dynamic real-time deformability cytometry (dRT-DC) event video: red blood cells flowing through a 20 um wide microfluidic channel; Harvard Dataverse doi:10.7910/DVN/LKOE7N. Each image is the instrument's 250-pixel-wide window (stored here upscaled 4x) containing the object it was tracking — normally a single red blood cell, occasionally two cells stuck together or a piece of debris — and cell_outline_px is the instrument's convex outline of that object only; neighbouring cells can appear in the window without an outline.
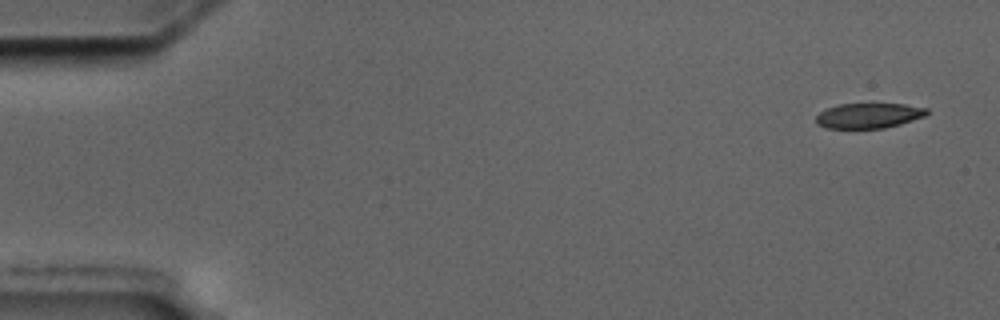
{"species": "common noctule bat (a hibernating species)", "species_latin": "Nyctalus noctula", "temperature_condition": "cold", "stored_images_in_passage": 5, "camera_frame_rate_fps": 3000, "um_per_image_px": 0.085, "animal": {"sex": "male", "body_mass_g": 17.5, "forearm_length_mm": 52.3}, "frame": {"image": 1, "passage_image": 1, "time_ms": 0.0, "image_size_px": [1000, 320], "cell_outline_px": [[928, 112], [924, 116], [900, 124], [884, 128], [824, 128], [816, 124], [816, 116], [820, 112], [828, 108], [840, 104], [904, 104], [928, 108]], "centroid_in_image_um": [73.82, 9.83], "position_along_channel_um": 11.2, "area_um2": 16.13}}
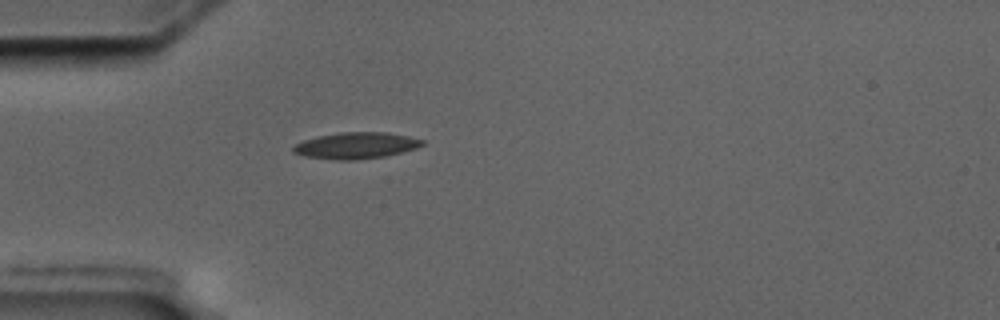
{"frame": {"image": 2, "passage_image": 5, "time_ms": 4.667, "image_size_px": [1000, 320], "cell_outline_px": [[424, 144], [416, 148], [384, 156], [356, 160], [336, 160], [304, 156], [292, 152], [292, 148], [296, 144], [304, 140], [316, 136], [340, 132], [388, 132], [408, 136], [424, 140]], "centroid_in_image_um": [30.24, 12.36], "position_along_channel_um": 54.8, "area_um2": 19.83}}